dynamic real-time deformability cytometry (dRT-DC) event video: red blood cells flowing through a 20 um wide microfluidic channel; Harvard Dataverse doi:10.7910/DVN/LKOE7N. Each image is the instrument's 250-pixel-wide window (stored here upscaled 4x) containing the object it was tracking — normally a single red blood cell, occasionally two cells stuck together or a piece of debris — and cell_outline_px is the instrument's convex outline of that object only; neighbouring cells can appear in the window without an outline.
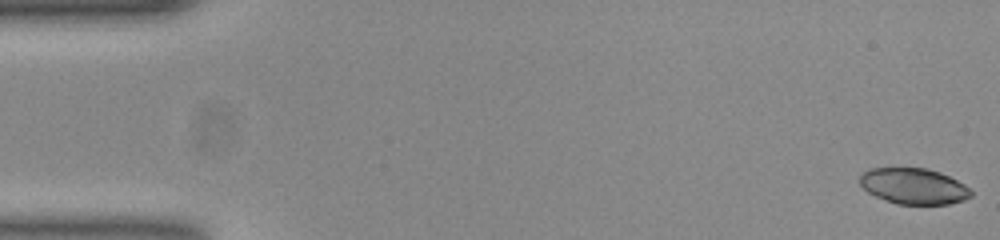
{"species": "common noctule bat (a hibernating species)", "species_latin": "Nyctalus noctula", "temperature_condition": "room temperature", "stored_images_in_passage": 52, "camera_frame_rate_fps": 3000, "um_per_image_px": 0.085, "animal": {"sex": "female", "body_mass_g": 23.0, "forearm_length_mm": 53.4}, "frame": {"image": 1, "passage_image": 1, "time_ms": 0.0, "image_size_px": [1000, 240], "cell_outline_px": [[972, 196], [964, 200], [948, 204], [896, 204], [876, 196], [868, 192], [860, 184], [860, 176], [868, 168], [928, 168], [940, 172], [964, 184], [972, 192]], "centroid_in_image_um": [77.67, 15.82], "position_along_channel_um": 7.3, "area_um2": 23.18}}
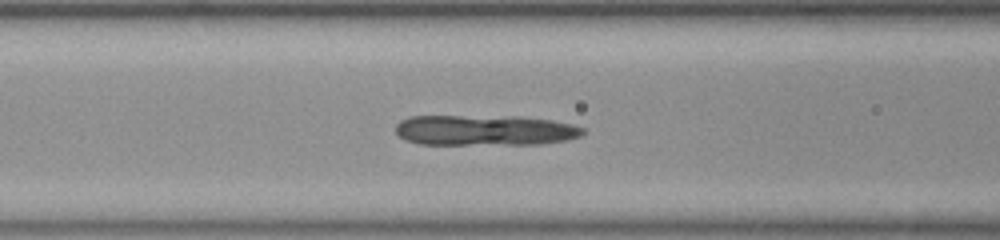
{"frame": {"image": 2, "passage_image": 21, "time_ms": 6.667, "image_size_px": [1000, 240], "cell_outline_px": [[584, 132], [580, 136], [564, 140], [540, 144], [420, 144], [408, 140], [400, 136], [396, 132], [396, 124], [400, 120], [408, 116], [520, 116], [548, 120], [572, 124], [584, 128]], "centroid_in_image_um": [41.19, 11.06], "position_along_channel_um": 125.4, "area_um2": 33.29}}
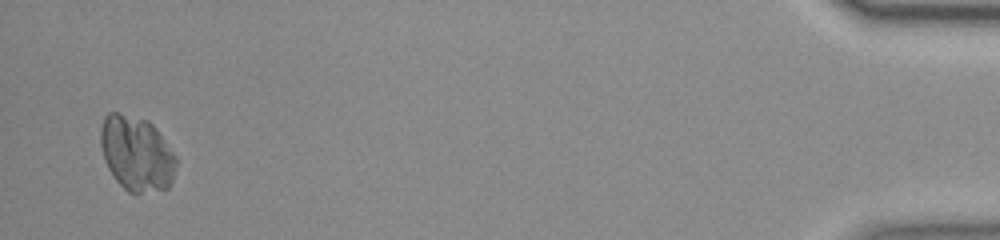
{"frame": {"image": 3, "passage_image": 51, "time_ms": 16.667, "image_size_px": [1000, 240], "cell_outline_px": [[176, 168], [172, 180], [168, 188], [140, 192], [128, 192], [116, 180], [108, 168], [104, 160], [100, 144], [100, 128], [104, 116], [108, 112], [116, 112], [148, 120], [156, 128], [176, 156]], "centroid_in_image_um": [11.59, 13.02], "position_along_channel_um": 423.6, "area_um2": 32.95}}